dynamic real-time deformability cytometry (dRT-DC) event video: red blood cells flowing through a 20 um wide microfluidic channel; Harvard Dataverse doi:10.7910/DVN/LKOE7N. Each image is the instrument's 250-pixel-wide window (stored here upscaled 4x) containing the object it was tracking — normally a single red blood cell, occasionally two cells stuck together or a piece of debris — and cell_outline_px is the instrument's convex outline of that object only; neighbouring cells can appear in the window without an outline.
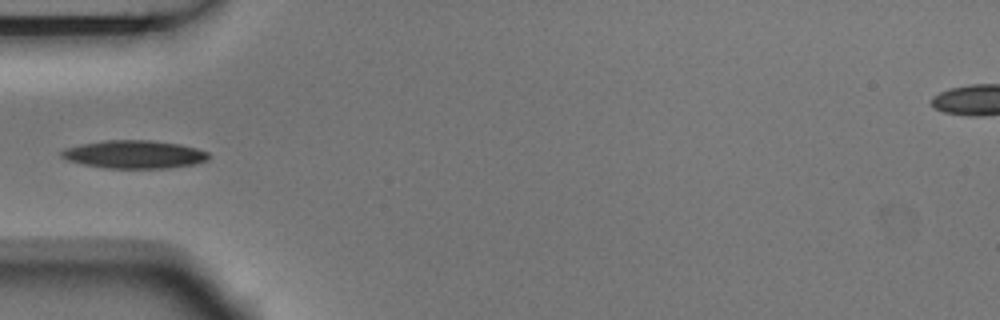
{"species": "Egyptian fruit bat (a non-hibernating species)", "species_latin": "Rousettus aegyptiacus", "temperature_condition": "room temperature", "stored_images_in_passage": 6, "camera_frame_rate_fps": 3000, "um_per_image_px": 0.085, "animal": {"sex": "male"}, "frame": {"image": 1, "passage_image": 5, "time_ms": 1.333, "image_size_px": [1000, 320], "cell_outline_px": [[212, 156], [208, 160], [196, 164], [168, 168], [104, 168], [84, 164], [68, 160], [60, 156], [60, 152], [64, 148], [80, 144], [108, 140], [152, 140], [180, 144], [196, 148], [208, 152]], "centroid_in_image_um": [11.45, 13.12], "position_along_channel_um": 73.6, "area_um2": 24.22}}
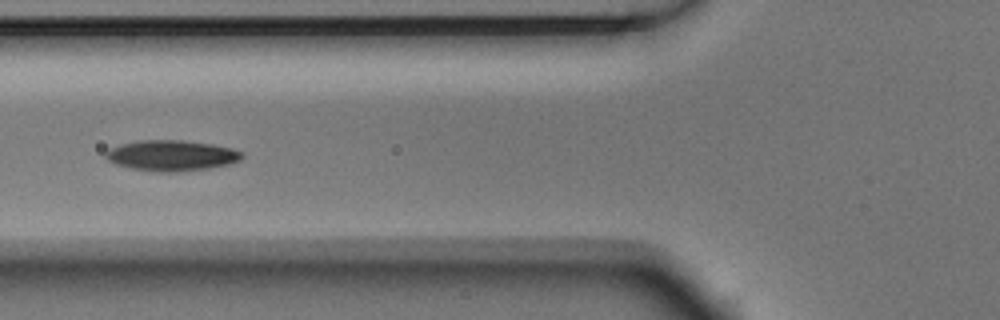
{"frame": {"image": 2, "passage_image": 6, "time_ms": 1.667, "image_size_px": [1000, 320], "cell_outline_px": [[244, 156], [240, 160], [232, 164], [208, 168], [176, 172], [160, 172], [132, 168], [116, 164], [108, 160], [104, 156], [104, 152], [108, 148], [120, 144], [140, 140], [184, 140], [212, 144], [232, 148], [244, 152]], "centroid_in_image_um": [14.59, 13.21], "position_along_channel_um": 111.2, "area_um2": 24.57}}